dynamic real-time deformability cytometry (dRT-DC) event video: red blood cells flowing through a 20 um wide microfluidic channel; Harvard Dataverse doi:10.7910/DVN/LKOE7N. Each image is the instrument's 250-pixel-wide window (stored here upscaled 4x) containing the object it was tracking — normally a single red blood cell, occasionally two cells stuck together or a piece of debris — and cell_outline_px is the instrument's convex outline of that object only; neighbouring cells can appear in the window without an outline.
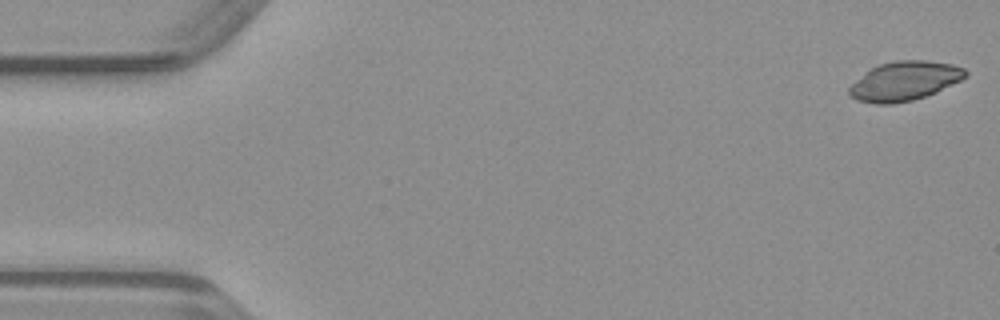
{"species": "common noctule bat (a hibernating species)", "species_latin": "Nyctalus noctula", "temperature_condition": "warm", "stored_images_in_passage": 15, "camera_frame_rate_fps": 3000, "um_per_image_px": 0.085, "animal": {"sex": "male", "body_mass_g": 23.1, "forearm_length_mm": 52.7}, "frame": {"image": 1, "passage_image": 1, "time_ms": 0.0, "image_size_px": [1000, 320], "cell_outline_px": [[968, 76], [936, 92], [912, 100], [892, 104], [876, 104], [856, 100], [848, 96], [848, 88], [856, 80], [872, 68], [880, 64], [896, 60], [924, 60], [952, 64], [964, 68], [968, 72]], "centroid_in_image_um": [76.88, 6.89], "position_along_channel_um": 8.1, "area_um2": 26.41}}
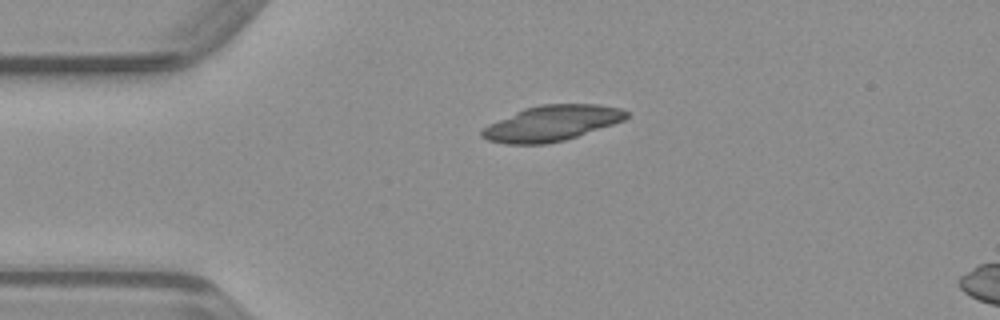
{"frame": {"image": 2, "passage_image": 11, "time_ms": 3.333, "image_size_px": [1000, 320], "cell_outline_px": [[628, 116], [624, 120], [564, 140], [544, 144], [504, 144], [488, 140], [480, 136], [480, 132], [488, 124], [524, 108], [540, 104], [596, 104], [620, 108], [628, 112]], "centroid_in_image_um": [46.86, 10.47], "position_along_channel_um": 38.1, "area_um2": 29.65}}